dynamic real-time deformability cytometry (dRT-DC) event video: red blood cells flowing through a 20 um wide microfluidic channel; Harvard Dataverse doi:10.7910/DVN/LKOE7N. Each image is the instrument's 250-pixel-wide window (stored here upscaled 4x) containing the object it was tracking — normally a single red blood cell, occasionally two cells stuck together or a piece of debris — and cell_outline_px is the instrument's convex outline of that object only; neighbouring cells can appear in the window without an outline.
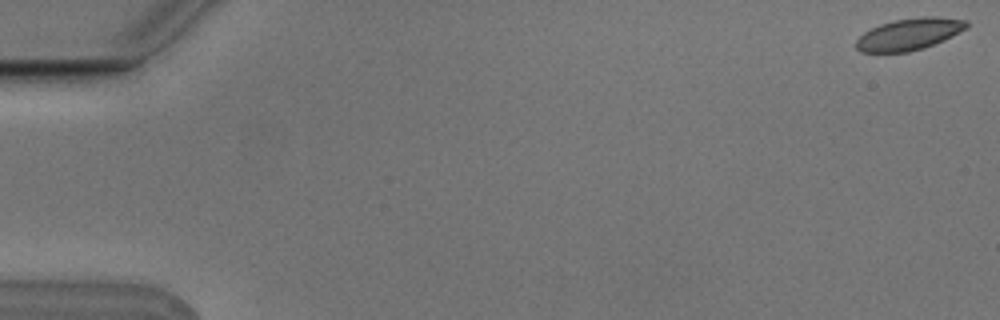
{"species": "Egyptian fruit bat (a non-hibernating species)", "species_latin": "Rousettus aegyptiacus", "temperature_condition": "cold", "stored_images_in_passage": 7, "camera_frame_rate_fps": 3000, "um_per_image_px": 0.085, "animal": {"sex": "male"}, "frame": {"image": 1, "passage_image": 1, "time_ms": 0.0, "image_size_px": [1000, 320], "cell_outline_px": [[968, 28], [944, 40], [924, 48], [908, 52], [860, 52], [856, 48], [856, 40], [864, 32], [880, 24], [892, 20], [920, 16], [936, 16], [968, 20]], "centroid_in_image_um": [77.3, 2.89], "position_along_channel_um": 7.7, "area_um2": 20.63}}
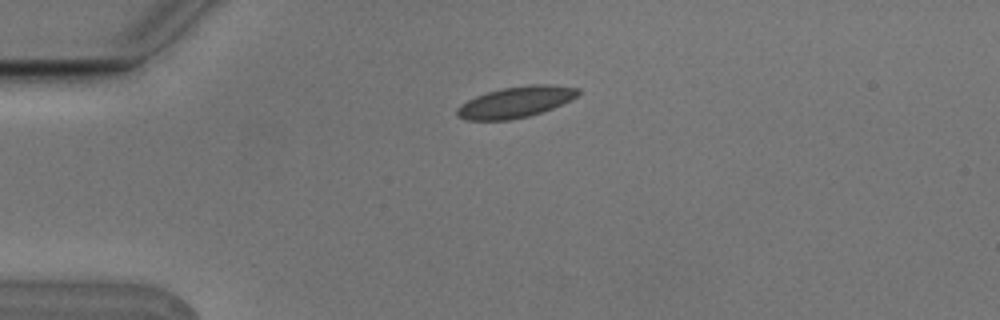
{"frame": {"image": 2, "passage_image": 5, "time_ms": 1.333, "image_size_px": [1000, 320], "cell_outline_px": [[580, 92], [572, 100], [552, 108], [528, 116], [508, 120], [468, 120], [456, 116], [456, 108], [460, 104], [476, 96], [488, 92], [504, 88], [532, 84], [552, 84], [580, 88]], "centroid_in_image_um": [43.84, 8.67], "position_along_channel_um": 41.2, "area_um2": 21.85}}
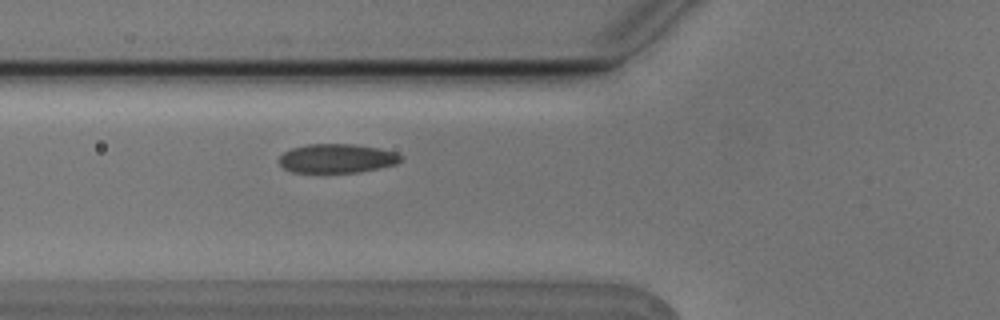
{"frame": {"image": 3, "passage_image": 7, "time_ms": 2.0, "image_size_px": [1000, 320], "cell_outline_px": [[404, 156], [396, 164], [380, 168], [360, 172], [292, 172], [284, 168], [280, 164], [280, 156], [284, 152], [292, 148], [308, 144], [356, 144], [380, 148], [396, 152]], "centroid_in_image_um": [28.68, 13.46], "position_along_channel_um": 97.1, "area_um2": 20.63}}